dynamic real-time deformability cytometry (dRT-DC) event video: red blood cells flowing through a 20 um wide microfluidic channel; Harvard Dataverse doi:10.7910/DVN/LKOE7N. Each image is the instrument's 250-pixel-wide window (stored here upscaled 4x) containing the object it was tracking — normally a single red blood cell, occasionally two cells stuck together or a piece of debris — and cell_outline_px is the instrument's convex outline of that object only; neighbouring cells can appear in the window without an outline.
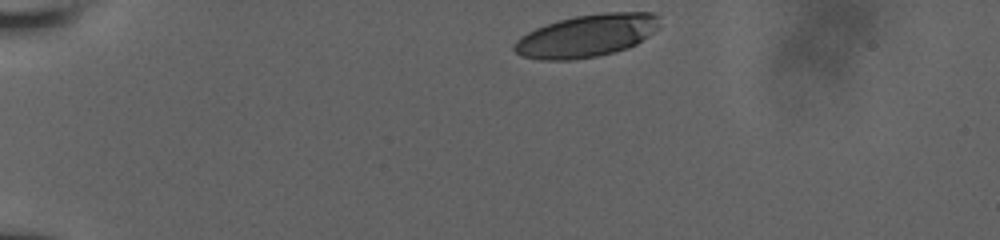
{"species": "human", "species_latin": "Homo sapiens", "temperature_condition": "room temperature", "stored_images_in_passage": 3, "camera_frame_rate_fps": 3000, "um_per_image_px": 0.085, "donor": {"sex": "male"}, "frame": {"image": 1, "passage_image": 1, "time_ms": 0.0, "image_size_px": [1000, 240], "cell_outline_px": [[660, 16], [656, 28], [648, 36], [636, 44], [628, 48], [596, 56], [572, 60], [540, 60], [524, 56], [516, 52], [512, 48], [516, 40], [528, 32], [536, 28], [560, 20], [576, 16], [604, 12], [652, 12]], "centroid_in_image_um": [49.87, 3.04], "position_along_channel_um": 35.1, "area_um2": 35.66}}